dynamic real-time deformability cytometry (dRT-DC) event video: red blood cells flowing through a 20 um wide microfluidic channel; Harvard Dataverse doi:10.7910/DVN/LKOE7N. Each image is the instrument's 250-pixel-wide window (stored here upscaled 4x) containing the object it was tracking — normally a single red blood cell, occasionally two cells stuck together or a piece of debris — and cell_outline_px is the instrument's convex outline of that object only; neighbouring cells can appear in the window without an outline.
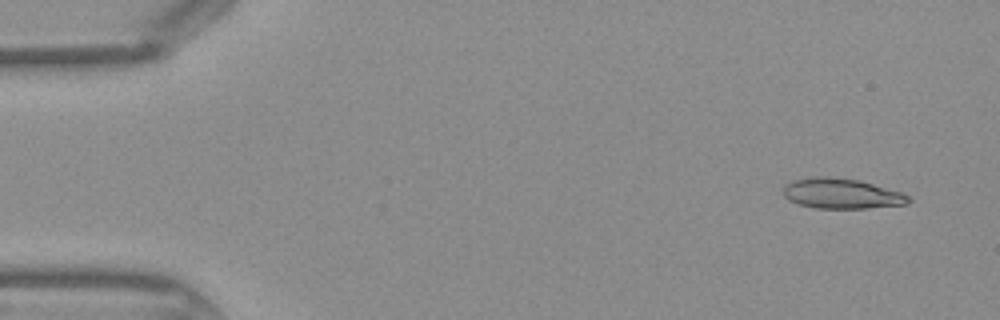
{"species": "Egyptian fruit bat (a non-hibernating species)", "species_latin": "Rousettus aegyptiacus", "temperature_condition": "warm", "stored_images_in_passage": 42, "camera_frame_rate_fps": 3000, "um_per_image_px": 0.085, "frame": {"image": 1, "passage_image": 1, "time_ms": 0.0, "image_size_px": [1000, 320], "cell_outline_px": [[912, 200], [908, 204], [868, 208], [816, 208], [800, 204], [788, 200], [784, 196], [784, 188], [792, 180], [812, 176], [828, 176], [860, 180], [900, 192], [908, 196]], "centroid_in_image_um": [71.53, 16.45], "position_along_channel_um": 13.5, "area_um2": 22.02}}
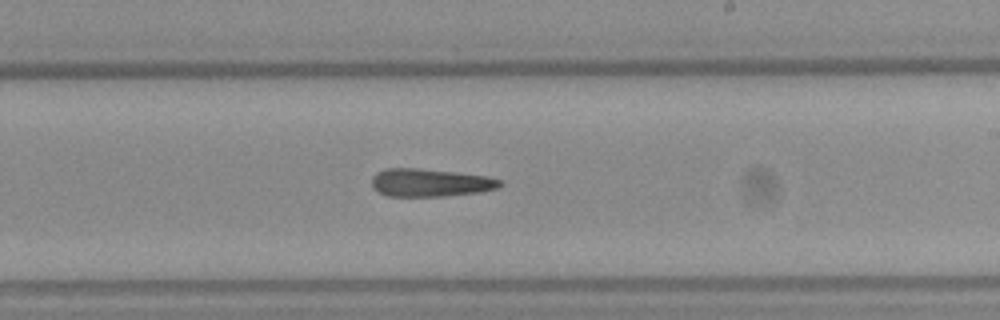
{"frame": {"image": 2, "passage_image": 24, "time_ms": 7.667, "image_size_px": [1000, 320], "cell_outline_px": [[504, 184], [500, 188], [480, 192], [444, 196], [388, 196], [372, 188], [372, 176], [376, 172], [388, 168], [416, 168], [456, 172], [488, 176], [504, 180]], "centroid_in_image_um": [36.62, 15.52], "position_along_channel_um": 252.4, "area_um2": 21.1}}
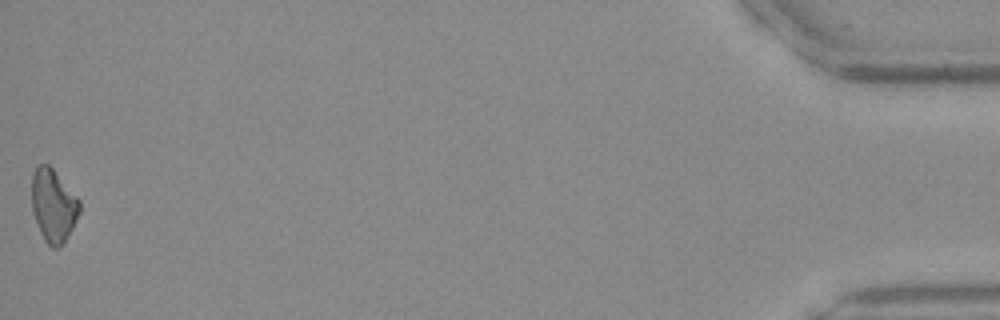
{"frame": {"image": 3, "passage_image": 42, "time_ms": 13.667, "image_size_px": [1000, 320], "cell_outline_px": [[80, 212], [64, 244], [60, 248], [52, 248], [44, 240], [40, 232], [32, 212], [32, 176], [36, 164], [48, 164], [52, 168], [80, 200]], "centroid_in_image_um": [4.53, 17.49], "position_along_channel_um": 430.7, "area_um2": 20.4}}